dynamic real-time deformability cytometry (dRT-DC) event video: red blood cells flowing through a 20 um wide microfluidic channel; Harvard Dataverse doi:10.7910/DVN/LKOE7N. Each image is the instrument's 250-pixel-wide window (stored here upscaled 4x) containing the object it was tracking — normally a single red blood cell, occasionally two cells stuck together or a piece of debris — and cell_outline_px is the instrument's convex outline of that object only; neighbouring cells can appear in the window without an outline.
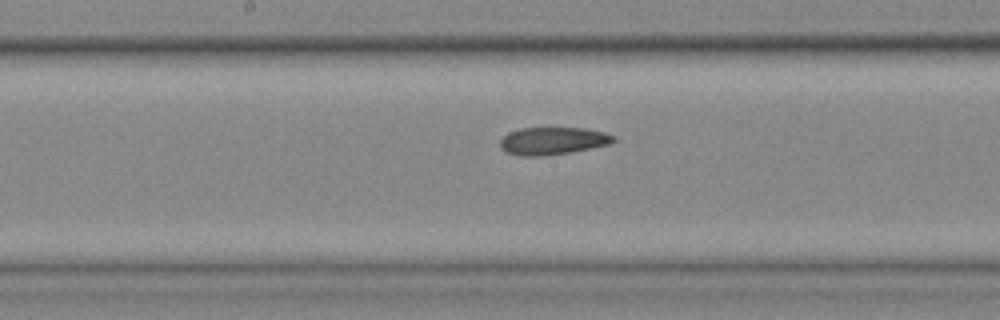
{"species": "common noctule bat (a hibernating species)", "species_latin": "Nyctalus noctula", "temperature_condition": "cold", "stored_images_in_passage": 18, "camera_frame_rate_fps": 3000, "um_per_image_px": 0.085, "animal": {"sex": "female", "body_mass_g": 25.1}, "frame": {"image": 1, "passage_image": 18, "time_ms": 5.667, "image_size_px": [1000, 320], "cell_outline_px": [[616, 140], [608, 144], [568, 152], [544, 156], [524, 156], [508, 152], [500, 148], [500, 140], [508, 132], [520, 128], [584, 128], [604, 132], [616, 136]], "centroid_in_image_um": [46.97, 11.96], "position_along_channel_um": 201.2, "area_um2": 17.98}}